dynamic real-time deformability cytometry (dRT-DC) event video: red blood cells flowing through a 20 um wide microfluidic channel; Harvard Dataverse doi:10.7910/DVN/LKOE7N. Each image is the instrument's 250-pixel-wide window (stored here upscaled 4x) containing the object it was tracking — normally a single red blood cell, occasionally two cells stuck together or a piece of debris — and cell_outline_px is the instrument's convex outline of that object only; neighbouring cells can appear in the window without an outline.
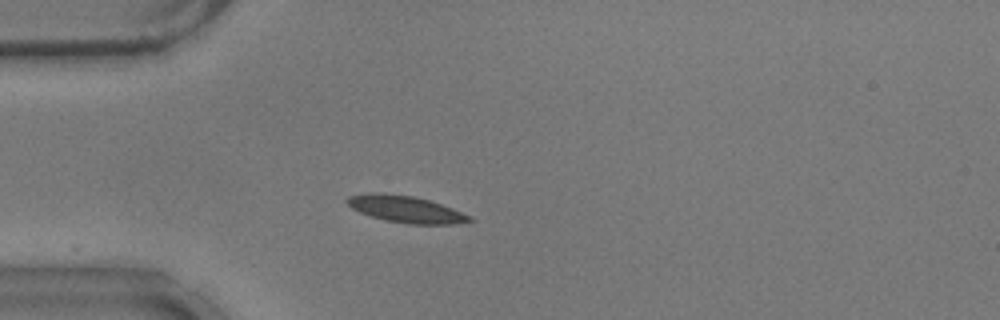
{"species": "common noctule bat (a hibernating species)", "species_latin": "Nyctalus noctula", "temperature_condition": "warm", "stored_images_in_passage": 51, "camera_frame_rate_fps": 3000, "um_per_image_px": 0.085, "animal": {"sex": "male", "body_mass_g": 17.9}, "frame": {"image": 1, "passage_image": 12, "time_ms": 3.667, "image_size_px": [1000, 320], "cell_outline_px": [[476, 220], [452, 224], [408, 224], [384, 220], [360, 212], [352, 208], [344, 200], [348, 196], [372, 192], [380, 192], [412, 196], [428, 200], [452, 208], [472, 216]], "centroid_in_image_um": [34.49, 17.78], "position_along_channel_um": 50.5, "area_um2": 19.07}}
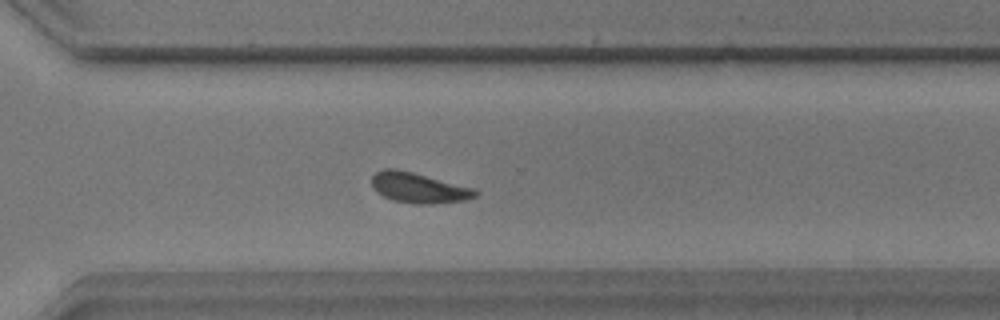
{"frame": {"image": 2, "passage_image": 36, "time_ms": 11.667, "image_size_px": [1000, 320], "cell_outline_px": [[476, 196], [468, 200], [432, 204], [416, 204], [392, 200], [376, 192], [372, 188], [372, 176], [376, 172], [384, 168], [396, 168], [476, 188]], "centroid_in_image_um": [35.58, 15.96], "position_along_channel_um": 335.0, "area_um2": 18.44}}
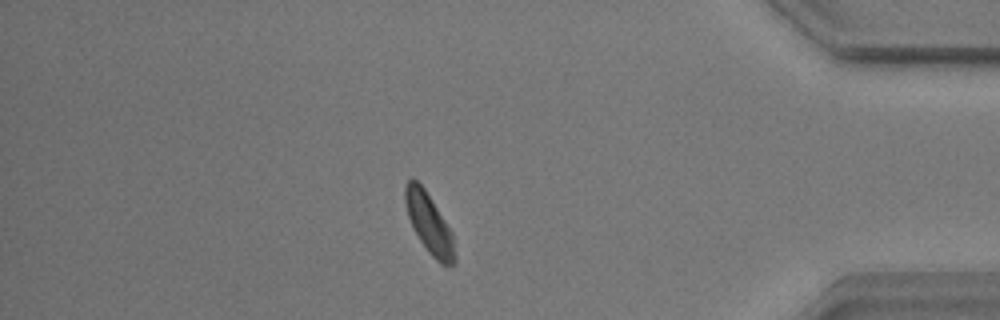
{"frame": {"image": 3, "passage_image": 44, "time_ms": 14.333, "image_size_px": [1000, 320], "cell_outline_px": [[456, 264], [448, 268], [440, 264], [428, 252], [412, 228], [408, 216], [404, 200], [404, 184], [412, 176], [424, 188], [452, 232], [456, 256]], "centroid_in_image_um": [36.48, 19.03], "position_along_channel_um": 398.7, "area_um2": 17.57}, "authors_computed_cell_mechanics": {"area_um2": 17.629, "velocity_mm_per_s": 3.691, "shape_relaxation_time_tau1_ms": null, "shape_relaxation_time_tau2_ms": 2.835, "deformation_change_tau1": null, "deformation_change_tau2": 0.1071}}